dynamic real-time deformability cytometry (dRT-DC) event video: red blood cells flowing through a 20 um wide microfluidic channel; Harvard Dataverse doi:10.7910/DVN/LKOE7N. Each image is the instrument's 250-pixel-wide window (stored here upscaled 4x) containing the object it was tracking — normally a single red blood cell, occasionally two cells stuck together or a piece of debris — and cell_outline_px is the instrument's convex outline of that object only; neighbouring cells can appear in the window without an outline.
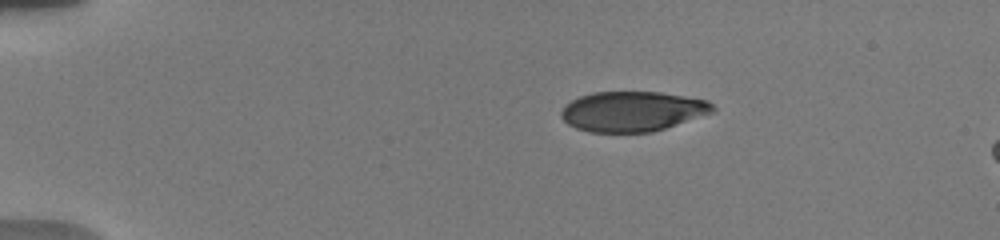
{"species": "human", "species_latin": "Homo sapiens", "temperature_condition": "warm", "stored_images_in_passage": 4, "camera_frame_rate_fps": 3000, "um_per_image_px": 0.085, "donor": {"sex": "male"}, "frame": {"image": 1, "passage_image": 1, "time_ms": 0.0, "image_size_px": [1000, 240], "cell_outline_px": [[716, 108], [712, 112], [652, 132], [588, 132], [576, 128], [568, 124], [560, 116], [560, 112], [564, 104], [580, 96], [592, 92], [660, 92], [708, 100]], "centroid_in_image_um": [53.71, 9.46], "position_along_channel_um": 31.3, "area_um2": 35.26}}